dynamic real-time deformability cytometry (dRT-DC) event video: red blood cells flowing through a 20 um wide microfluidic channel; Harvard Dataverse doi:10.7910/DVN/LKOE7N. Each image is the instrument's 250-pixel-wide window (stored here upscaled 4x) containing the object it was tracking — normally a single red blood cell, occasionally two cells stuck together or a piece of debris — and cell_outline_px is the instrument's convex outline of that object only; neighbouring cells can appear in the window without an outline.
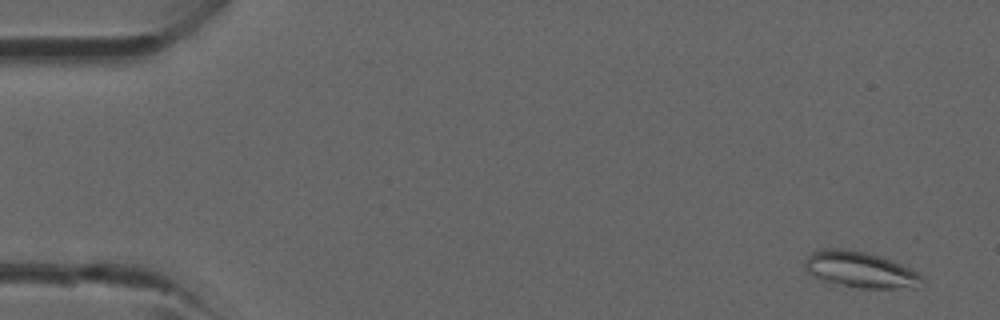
{"species": "common noctule bat (a hibernating species)", "species_latin": "Nyctalus noctula", "temperature_condition": "room temperature", "stored_images_in_passage": 3, "camera_frame_rate_fps": 3000, "um_per_image_px": 0.085, "animal": {"sex": "male", "forearm_length_mm": 52.5}, "frame": {"image": 1, "passage_image": 1, "time_ms": 0.0, "image_size_px": [1000, 320], "cell_outline_px": [[924, 284], [916, 288], [860, 288], [824, 280], [812, 276], [808, 272], [804, 264], [804, 260], [812, 252], [824, 248], [848, 248], [880, 256], [892, 260], [924, 276]], "centroid_in_image_um": [73.15, 22.92], "position_along_channel_um": 11.9, "area_um2": 24.62}}